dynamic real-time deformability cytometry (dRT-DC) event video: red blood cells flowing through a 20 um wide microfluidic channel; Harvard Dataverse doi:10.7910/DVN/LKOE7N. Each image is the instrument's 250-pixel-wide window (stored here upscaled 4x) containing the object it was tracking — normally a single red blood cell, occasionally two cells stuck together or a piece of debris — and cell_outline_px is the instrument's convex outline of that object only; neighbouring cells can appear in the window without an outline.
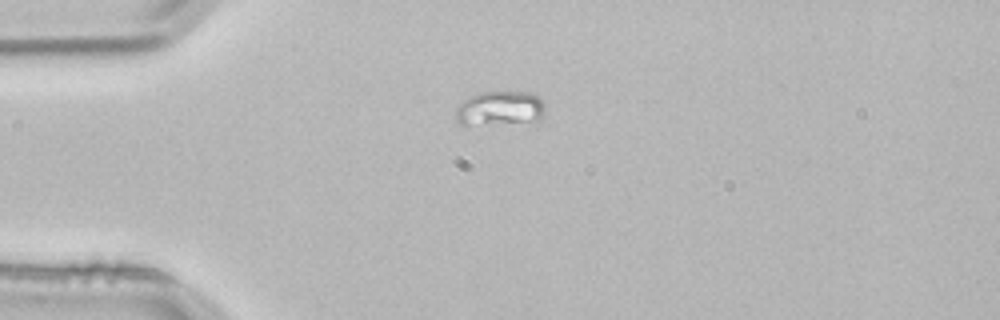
{"species": "common noctule bat (a hibernating species)", "species_latin": "Nyctalus noctula", "temperature_condition": "room temperature", "stored_images_in_passage": 3, "camera_frame_rate_fps": 3000, "um_per_image_px": 0.085, "animal": {"sex": "male", "body_mass_g": 21.5, "forearm_length_mm": 52.0}, "frame": {"image": 1, "passage_image": 2, "time_ms": 0.333, "image_size_px": [1000, 320], "cell_outline_px": [[544, 112], [540, 120], [464, 128], [456, 120], [456, 108], [464, 100], [480, 92], [528, 92], [540, 96], [544, 100]], "centroid_in_image_um": [42.46, 9.26], "position_along_channel_um": 42.5, "area_um2": 18.61}}
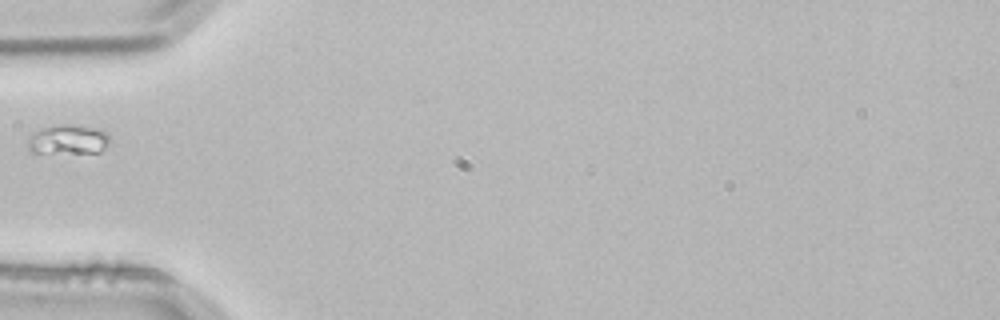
{"frame": {"image": 2, "passage_image": 3, "time_ms": 0.667, "image_size_px": [1000, 320], "cell_outline_px": [[108, 144], [100, 152], [32, 152], [24, 144], [28, 136], [40, 128], [64, 124], [72, 124], [92, 128], [108, 132]], "centroid_in_image_um": [5.72, 11.85], "position_along_channel_um": 79.3, "area_um2": 14.05}}